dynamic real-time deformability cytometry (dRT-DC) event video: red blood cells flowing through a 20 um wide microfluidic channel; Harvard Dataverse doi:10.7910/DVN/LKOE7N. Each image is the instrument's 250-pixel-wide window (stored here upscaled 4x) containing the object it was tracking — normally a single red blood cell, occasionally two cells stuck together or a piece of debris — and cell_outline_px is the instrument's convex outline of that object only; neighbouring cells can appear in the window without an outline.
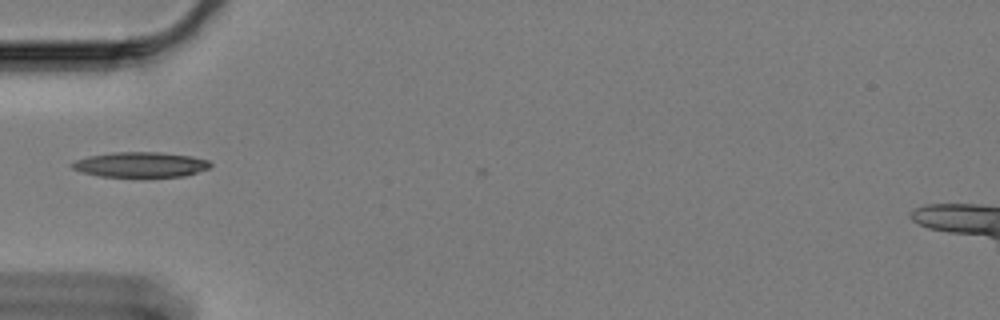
{"species": "Egyptian fruit bat (a non-hibernating species)", "species_latin": "Rousettus aegyptiacus", "temperature_condition": "cold", "stored_images_in_passage": 36, "camera_frame_rate_fps": 3000, "um_per_image_px": 0.085, "animal": {"sex": "female"}, "frame": {"image": 1, "passage_image": 1, "time_ms": 0.0, "image_size_px": [1000, 320], "cell_outline_px": [[212, 164], [208, 168], [184, 176], [144, 180], [100, 176], [84, 172], [72, 168], [68, 164], [76, 160], [88, 156], [112, 152], [160, 152], [192, 156], [208, 160]], "centroid_in_image_um": [11.94, 14.04], "position_along_channel_um": 73.1, "area_um2": 21.27}}
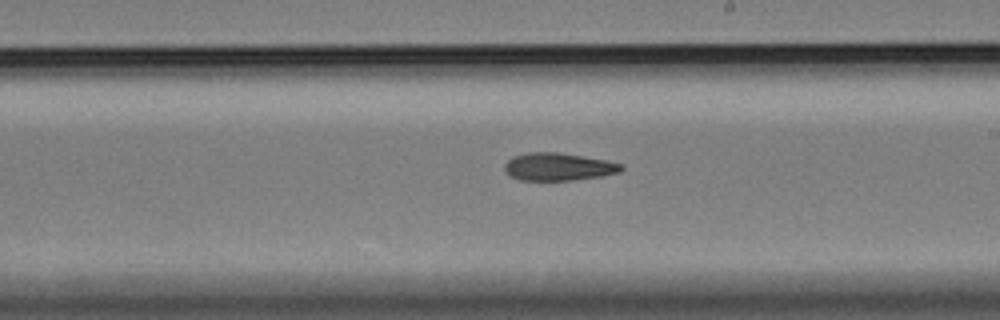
{"frame": {"image": 2, "passage_image": 16, "time_ms": 5.0, "image_size_px": [1000, 320], "cell_outline_px": [[624, 168], [620, 172], [604, 176], [572, 180], [520, 180], [504, 172], [504, 164], [512, 156], [528, 152], [556, 152], [604, 160], [624, 164]], "centroid_in_image_um": [47.45, 14.18], "position_along_channel_um": 241.5, "area_um2": 18.84}}
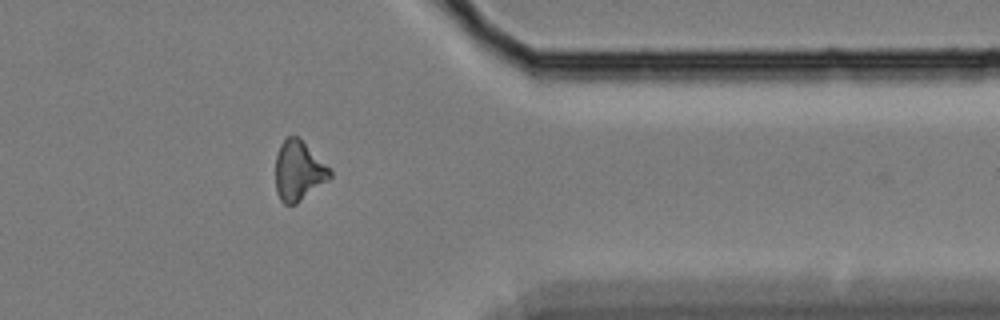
{"frame": {"image": 3, "passage_image": 30, "time_ms": 9.667, "image_size_px": [1000, 320], "cell_outline_px": [[332, 176], [328, 180], [296, 204], [284, 204], [280, 200], [276, 192], [276, 156], [280, 144], [288, 136], [296, 136], [332, 168]], "centroid_in_image_um": [25.39, 14.53], "position_along_channel_um": 386.0, "area_um2": 18.9}, "authors_computed_cell_mechanics": {"area_um2": 19.074, "velocity_mm_per_s": 3.352, "shape_relaxation_time_tau1_ms": null, "shape_relaxation_time_tau2_ms": 6.9615, "deformation_change_tau1": null, "deformation_change_tau2": 0.1807}}